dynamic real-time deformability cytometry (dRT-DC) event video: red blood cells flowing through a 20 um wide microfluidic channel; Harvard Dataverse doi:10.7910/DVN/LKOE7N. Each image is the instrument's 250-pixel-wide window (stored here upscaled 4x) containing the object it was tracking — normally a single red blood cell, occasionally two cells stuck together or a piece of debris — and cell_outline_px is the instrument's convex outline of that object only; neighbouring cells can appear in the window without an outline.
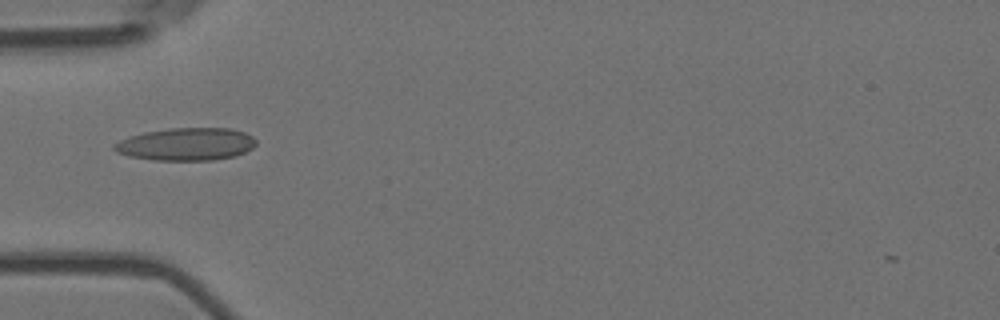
{"species": "Egyptian fruit bat (a non-hibernating species)", "species_latin": "Rousettus aegyptiacus", "temperature_condition": "room temperature", "stored_images_in_passage": 41, "camera_frame_rate_fps": 3000, "um_per_image_px": 0.085, "animal": {"sex": "female"}, "frame": {"image": 1, "passage_image": 4, "time_ms": 1.0, "image_size_px": [1000, 320], "cell_outline_px": [[256, 144], [252, 148], [236, 156], [212, 160], [156, 160], [132, 156], [116, 152], [112, 148], [112, 144], [128, 136], [144, 132], [168, 128], [232, 128], [244, 132], [252, 136], [256, 140]], "centroid_in_image_um": [15.83, 12.24], "position_along_channel_um": 69.2, "area_um2": 27.05}}
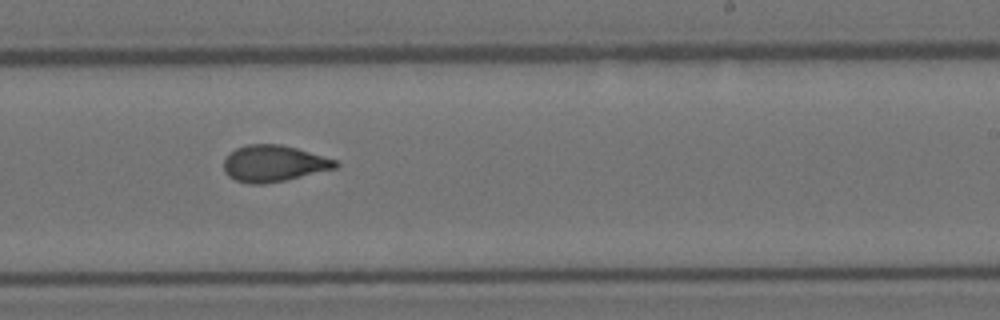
{"frame": {"image": 2, "passage_image": 20, "time_ms": 6.333, "image_size_px": [1000, 320], "cell_outline_px": [[340, 164], [336, 168], [284, 180], [264, 184], [248, 184], [236, 180], [228, 176], [224, 172], [224, 160], [228, 152], [236, 148], [248, 144], [280, 144], [296, 148], [336, 160]], "centroid_in_image_um": [23.22, 13.89], "position_along_channel_um": 265.8, "area_um2": 23.64}}
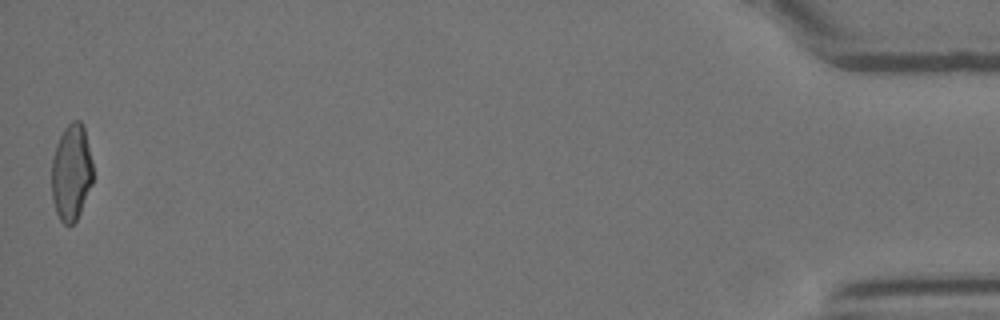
{"frame": {"image": 3, "passage_image": 41, "time_ms": 13.333, "image_size_px": [1000, 320], "cell_outline_px": [[92, 184], [80, 212], [76, 220], [72, 224], [64, 224], [60, 220], [56, 212], [52, 200], [52, 160], [56, 144], [64, 128], [72, 120], [80, 120], [84, 124], [92, 160]], "centroid_in_image_um": [6.07, 14.62], "position_along_channel_um": 429.1, "area_um2": 23.29}, "authors_computed_cell_mechanics": {"area_um2": 23.4668, "velocity_mm_per_s": 3.674, "shape_relaxation_time_tau1_ms": 9.1701, "shape_relaxation_time_tau2_ms": 1.677, "deformation_change_tau1": 0.2295, "deformation_change_tau2": 0.0844}}